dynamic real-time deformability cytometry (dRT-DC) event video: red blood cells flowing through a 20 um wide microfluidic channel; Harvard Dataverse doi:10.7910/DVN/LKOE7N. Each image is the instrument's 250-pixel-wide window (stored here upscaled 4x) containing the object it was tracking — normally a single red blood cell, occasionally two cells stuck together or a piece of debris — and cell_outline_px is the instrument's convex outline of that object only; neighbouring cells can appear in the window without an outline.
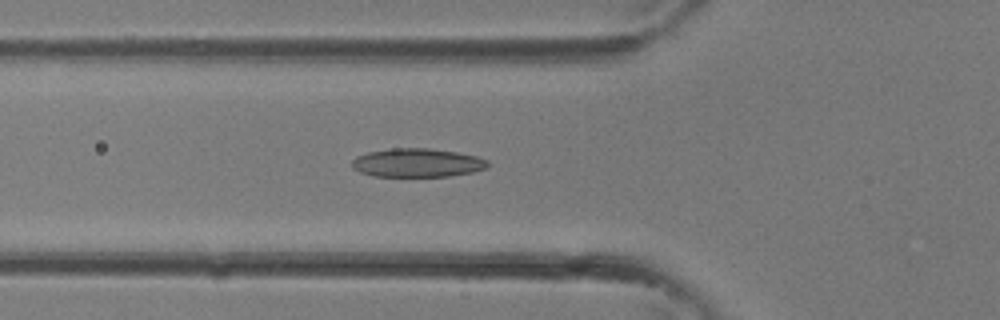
{"species": "common noctule bat (a hibernating species)", "species_latin": "Nyctalus noctula", "temperature_condition": "room temperature", "stored_images_in_passage": 27, "camera_frame_rate_fps": 3000, "um_per_image_px": 0.085, "animal": {"sex": "female"}, "frame": {"image": 1, "passage_image": 5, "time_ms": 1.333, "image_size_px": [1000, 320], "cell_outline_px": [[488, 168], [472, 172], [448, 176], [372, 176], [360, 172], [352, 168], [352, 160], [356, 156], [368, 152], [392, 148], [428, 148], [456, 152], [476, 156], [488, 160]], "centroid_in_image_um": [35.45, 13.83], "position_along_channel_um": 90.3, "area_um2": 22.66}}
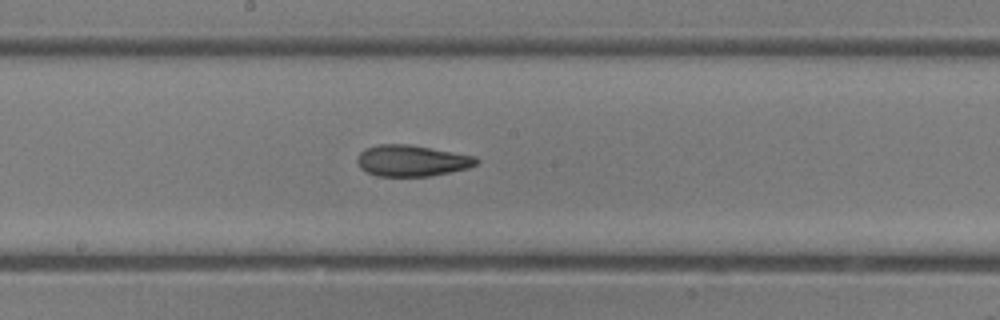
{"frame": {"image": 2, "passage_image": 11, "time_ms": 3.333, "image_size_px": [1000, 320], "cell_outline_px": [[480, 160], [476, 164], [468, 168], [432, 176], [376, 176], [360, 168], [356, 160], [360, 152], [364, 148], [380, 144], [408, 144], [476, 156]], "centroid_in_image_um": [35.0, 13.66], "position_along_channel_um": 213.2, "area_um2": 21.73}}
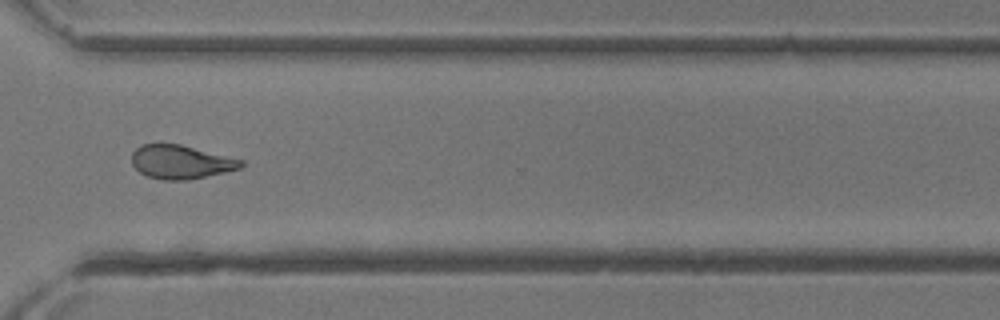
{"frame": {"image": 3, "passage_image": 18, "time_ms": 5.667, "image_size_px": [1000, 320], "cell_outline_px": [[244, 164], [240, 168], [224, 172], [188, 180], [164, 180], [148, 176], [140, 172], [132, 164], [132, 152], [140, 144], [160, 140], [180, 144], [244, 160]], "centroid_in_image_um": [15.32, 13.72], "position_along_channel_um": 355.3, "area_um2": 21.91}}